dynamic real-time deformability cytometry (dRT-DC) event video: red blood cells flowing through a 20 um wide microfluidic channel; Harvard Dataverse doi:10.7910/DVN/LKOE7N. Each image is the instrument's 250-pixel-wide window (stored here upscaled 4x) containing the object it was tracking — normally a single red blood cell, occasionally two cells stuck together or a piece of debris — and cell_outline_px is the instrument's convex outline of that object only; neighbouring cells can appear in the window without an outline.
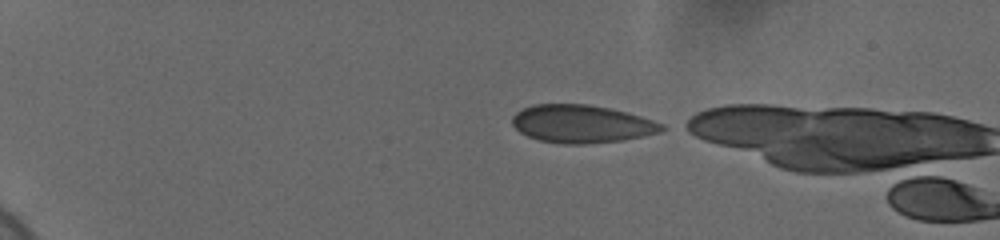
{"species": "human", "species_latin": "Homo sapiens", "temperature_condition": "cold", "stored_images_in_passage": 3, "camera_frame_rate_fps": 3000, "um_per_image_px": 0.085, "donor": {"sex": "female"}, "frame": {"image": 1, "passage_image": 1, "time_ms": 0.0, "image_size_px": [1000, 240], "cell_outline_px": [[664, 128], [660, 132], [620, 140], [580, 144], [568, 144], [540, 140], [528, 136], [520, 132], [512, 124], [512, 116], [516, 112], [524, 108], [536, 104], [588, 104], [628, 112], [664, 124]], "centroid_in_image_um": [49.42, 10.52], "position_along_channel_um": 35.6, "area_um2": 32.6}}